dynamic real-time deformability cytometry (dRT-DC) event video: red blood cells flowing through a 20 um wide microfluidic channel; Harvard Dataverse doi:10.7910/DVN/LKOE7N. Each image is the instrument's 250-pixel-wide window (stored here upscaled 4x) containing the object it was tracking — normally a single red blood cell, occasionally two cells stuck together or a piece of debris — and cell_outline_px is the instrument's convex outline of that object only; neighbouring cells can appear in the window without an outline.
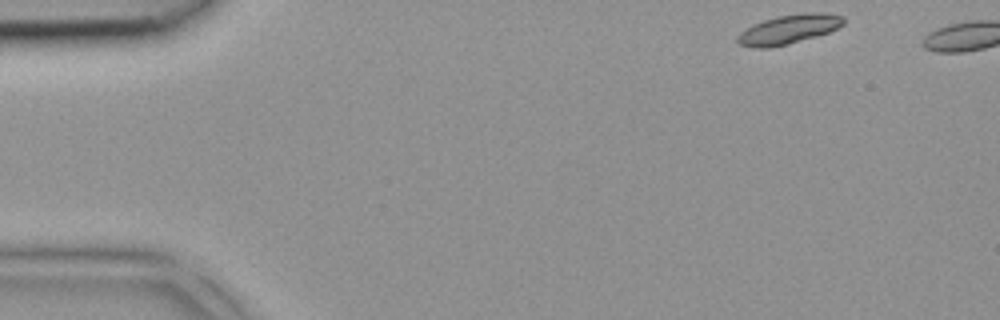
{"species": "common noctule bat (a hibernating species)", "species_latin": "Nyctalus noctula", "temperature_condition": "room temperature", "stored_images_in_passage": 3, "camera_frame_rate_fps": 3000, "um_per_image_px": 0.085, "animal": {"sex": "female", "body_mass_g": 18.4}, "frame": {"image": 1, "passage_image": 1, "time_ms": 0.0, "image_size_px": [1000, 320], "cell_outline_px": [[844, 24], [828, 32], [816, 36], [788, 44], [768, 48], [756, 48], [740, 44], [736, 40], [736, 36], [740, 32], [752, 24], [776, 16], [804, 12], [820, 12], [844, 16]], "centroid_in_image_um": [67.02, 2.48], "position_along_channel_um": 18.0, "area_um2": 18.09}}